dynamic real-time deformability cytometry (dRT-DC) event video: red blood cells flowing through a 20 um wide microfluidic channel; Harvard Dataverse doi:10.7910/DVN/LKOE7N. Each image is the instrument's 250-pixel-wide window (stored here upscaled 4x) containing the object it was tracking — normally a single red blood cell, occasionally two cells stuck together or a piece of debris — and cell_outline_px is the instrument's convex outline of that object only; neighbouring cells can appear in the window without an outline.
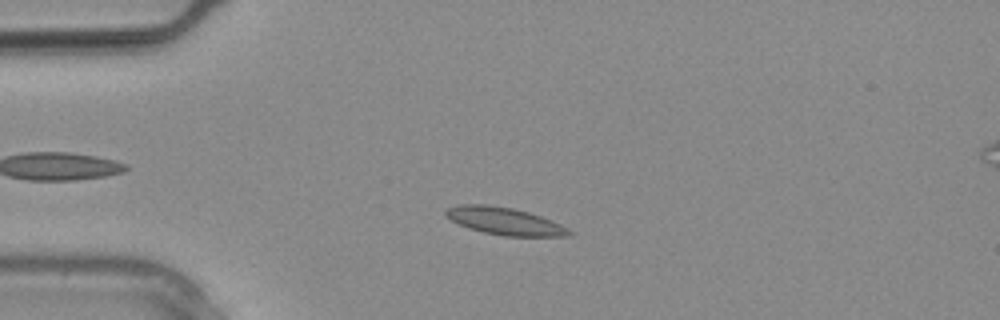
{"species": "common noctule bat (a hibernating species)", "species_latin": "Nyctalus noctula", "temperature_condition": "warm", "stored_images_in_passage": 18, "camera_frame_rate_fps": 3000, "um_per_image_px": 0.085, "animal": {"sex": "male", "body_mass_g": 20.4}, "frame": {"image": 1, "passage_image": 6, "time_ms": 1.667, "image_size_px": [1000, 320], "cell_outline_px": [[572, 236], [504, 236], [484, 232], [468, 228], [444, 216], [444, 212], [448, 208], [460, 204], [488, 204], [512, 208], [528, 212], [552, 220], [568, 228], [572, 232]], "centroid_in_image_um": [42.89, 18.79], "position_along_channel_um": 42.1, "area_um2": 19.65}}